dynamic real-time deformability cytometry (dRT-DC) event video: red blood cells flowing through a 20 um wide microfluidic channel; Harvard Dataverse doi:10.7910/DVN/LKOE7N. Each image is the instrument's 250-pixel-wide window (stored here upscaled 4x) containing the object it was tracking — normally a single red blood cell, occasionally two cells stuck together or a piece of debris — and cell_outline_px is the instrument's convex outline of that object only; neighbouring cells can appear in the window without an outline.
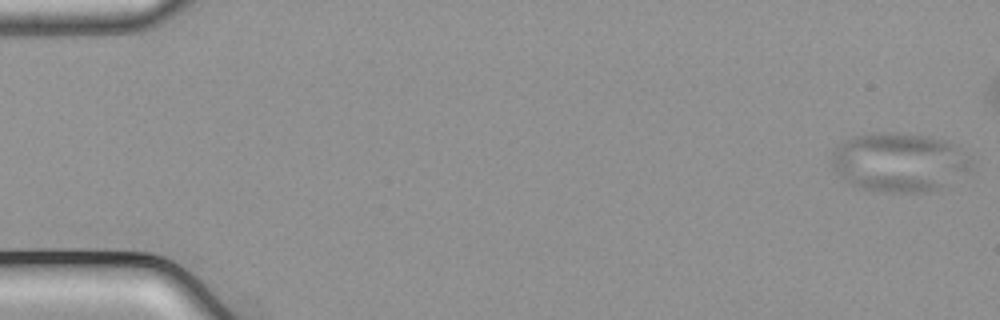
{"species": "common noctule bat (a hibernating species)", "species_latin": "Nyctalus noctula", "temperature_condition": "cold", "stored_images_in_passage": 48, "camera_frame_rate_fps": 3000, "um_per_image_px": 0.085, "animal": {"sex": "male", "body_mass_g": 21.5, "forearm_length_mm": 52.0}, "frame": {"image": 1, "passage_image": 1, "time_ms": 0.0, "image_size_px": [1000, 320], "cell_outline_px": [[972, 168], [928, 192], [888, 192], [860, 188], [844, 180], [832, 168], [832, 148], [844, 140], [856, 136], [872, 132], [884, 132], [928, 136], [948, 140], [972, 156]], "centroid_in_image_um": [76.4, 13.76], "position_along_channel_um": 8.6, "area_um2": 47.92}}
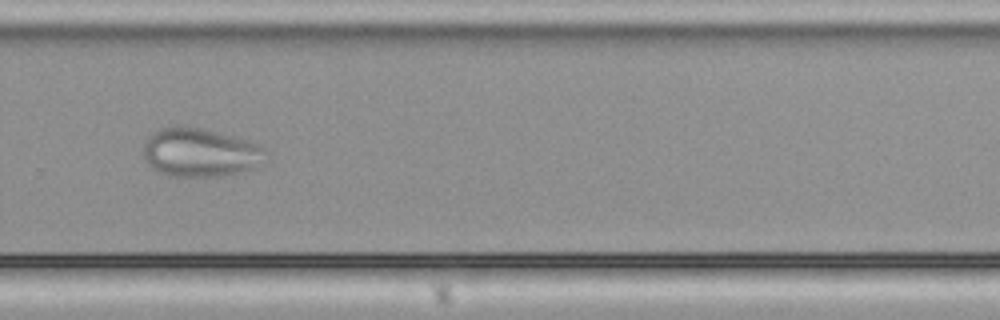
{"frame": {"image": 2, "passage_image": 37, "time_ms": 12.0, "image_size_px": [1000, 320], "cell_outline_px": [[268, 160], [252, 168], [220, 176], [172, 176], [160, 172], [152, 168], [148, 164], [144, 156], [144, 144], [152, 132], [160, 128], [176, 124], [180, 124], [200, 128], [252, 140], [260, 144], [268, 152]], "centroid_in_image_um": [17.05, 12.93], "position_along_channel_um": 312.7, "area_um2": 35.14}}
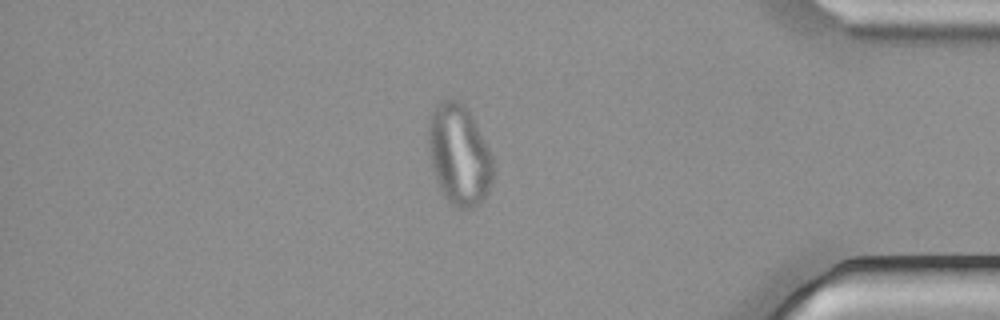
{"frame": {"image": 3, "passage_image": 46, "time_ms": 15.0, "image_size_px": [1000, 320], "cell_outline_px": [[492, 184], [484, 200], [476, 208], [456, 208], [444, 196], [436, 180], [432, 168], [428, 152], [428, 120], [436, 104], [452, 96], [460, 100], [464, 104], [472, 116], [492, 156]], "centroid_in_image_um": [39.01, 13.15], "position_along_channel_um": 396.2, "area_um2": 38.32}}